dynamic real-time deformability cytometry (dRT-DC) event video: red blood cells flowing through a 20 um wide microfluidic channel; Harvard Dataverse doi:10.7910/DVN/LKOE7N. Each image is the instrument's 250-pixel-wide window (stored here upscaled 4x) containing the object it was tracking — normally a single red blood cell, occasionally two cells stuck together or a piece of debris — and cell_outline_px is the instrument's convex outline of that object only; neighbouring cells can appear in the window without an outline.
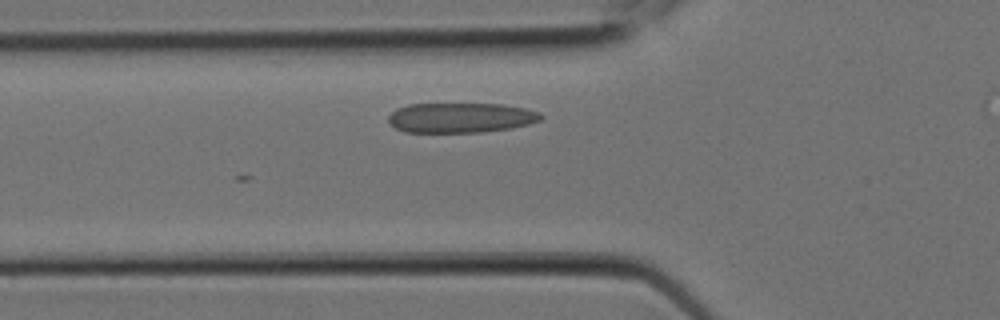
{"species": "Egyptian fruit bat (a non-hibernating species)", "species_latin": "Rousettus aegyptiacus", "temperature_condition": "room temperature", "stored_images_in_passage": 2, "camera_frame_rate_fps": 3000, "um_per_image_px": 0.085, "animal": {"sex": "female"}, "frame": {"image": 1, "passage_image": 2, "time_ms": 0.333, "image_size_px": [1000, 320], "cell_outline_px": [[544, 116], [540, 120], [528, 124], [512, 128], [480, 132], [404, 132], [396, 128], [388, 120], [388, 116], [396, 108], [408, 104], [504, 104], [528, 108], [540, 112]], "centroid_in_image_um": [39.19, 10.0], "position_along_channel_um": 86.6, "area_um2": 26.76}}